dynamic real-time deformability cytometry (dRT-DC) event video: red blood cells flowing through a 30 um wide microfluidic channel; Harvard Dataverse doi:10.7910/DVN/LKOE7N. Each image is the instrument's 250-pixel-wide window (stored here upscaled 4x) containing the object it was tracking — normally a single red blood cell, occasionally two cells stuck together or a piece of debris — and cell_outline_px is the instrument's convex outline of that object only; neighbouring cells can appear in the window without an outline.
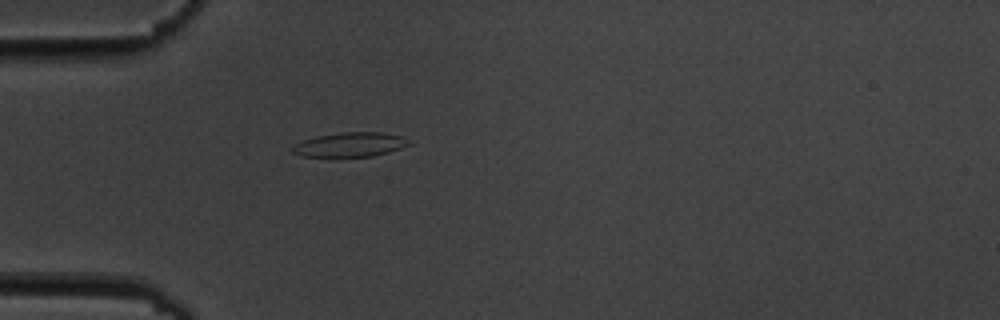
{"species": "common noctule bat (a hibernating species)", "species_latin": "Nyctalus noctula", "temperature_condition": "cold", "stored_images_in_passage": 4, "camera_frame_rate_fps": 3000, "um_per_image_px": 0.085, "animal": {"sex": "male", "body_mass_g": 19.5, "forearm_length_mm": 54.6}, "frame": {"image": 1, "passage_image": 4, "time_ms": 3.333, "image_size_px": [1000, 320], "cell_outline_px": [[412, 144], [388, 152], [372, 156], [300, 156], [292, 152], [292, 144], [300, 140], [316, 136], [344, 132], [380, 132], [400, 136], [408, 140]], "centroid_in_image_um": [29.7, 12.28], "position_along_channel_um": 55.3, "area_um2": 16.47}}